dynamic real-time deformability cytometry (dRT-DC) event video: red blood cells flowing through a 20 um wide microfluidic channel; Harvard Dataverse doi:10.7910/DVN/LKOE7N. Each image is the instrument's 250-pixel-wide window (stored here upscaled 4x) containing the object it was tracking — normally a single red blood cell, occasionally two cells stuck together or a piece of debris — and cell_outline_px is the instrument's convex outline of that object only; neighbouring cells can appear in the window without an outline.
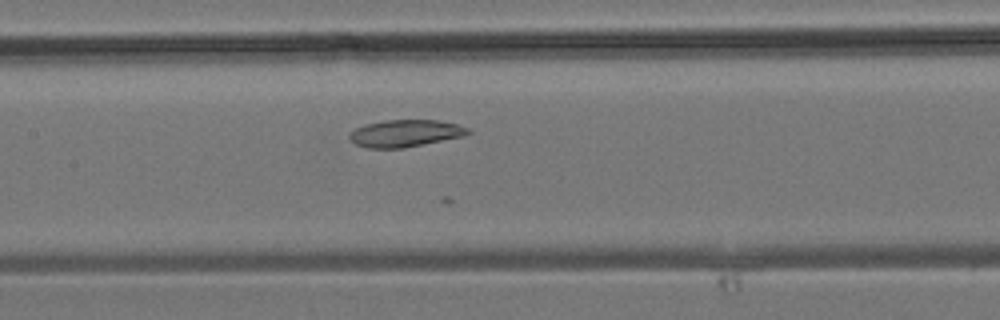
{"species": "common noctule bat (a hibernating species)", "species_latin": "Nyctalus noctula", "temperature_condition": "room temperature", "stored_images_in_passage": 17, "camera_frame_rate_fps": 3000, "um_per_image_px": 0.085, "animal": {"sex": "male", "body_mass_g": 19.2, "forearm_length_mm": 51.8}, "frame": {"image": 1, "passage_image": 14, "time_ms": 4.333, "image_size_px": [1000, 320], "cell_outline_px": [[472, 132], [464, 136], [404, 148], [368, 148], [356, 144], [348, 136], [348, 132], [364, 124], [384, 120], [440, 120], [456, 124], [468, 128]], "centroid_in_image_um": [34.44, 11.32], "position_along_channel_um": 173.0, "area_um2": 18.79}}
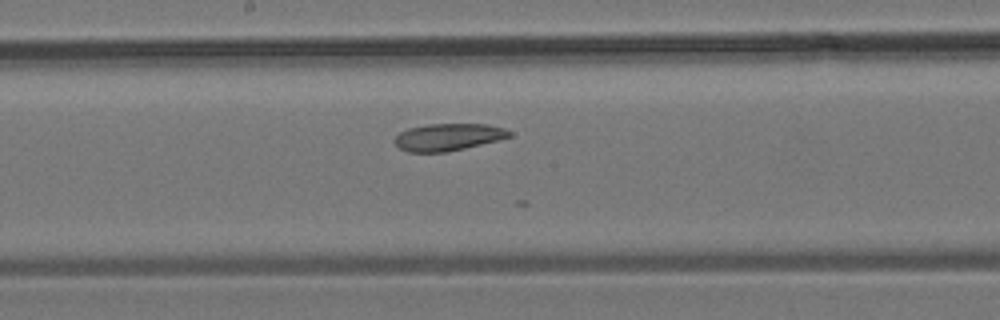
{"frame": {"image": 2, "passage_image": 16, "time_ms": 5.0, "image_size_px": [1000, 320], "cell_outline_px": [[512, 136], [500, 140], [464, 148], [444, 152], [408, 152], [400, 148], [392, 140], [400, 132], [408, 128], [428, 124], [488, 124], [504, 128], [512, 132]], "centroid_in_image_um": [38.1, 11.64], "position_along_channel_um": 210.1, "area_um2": 18.21}}